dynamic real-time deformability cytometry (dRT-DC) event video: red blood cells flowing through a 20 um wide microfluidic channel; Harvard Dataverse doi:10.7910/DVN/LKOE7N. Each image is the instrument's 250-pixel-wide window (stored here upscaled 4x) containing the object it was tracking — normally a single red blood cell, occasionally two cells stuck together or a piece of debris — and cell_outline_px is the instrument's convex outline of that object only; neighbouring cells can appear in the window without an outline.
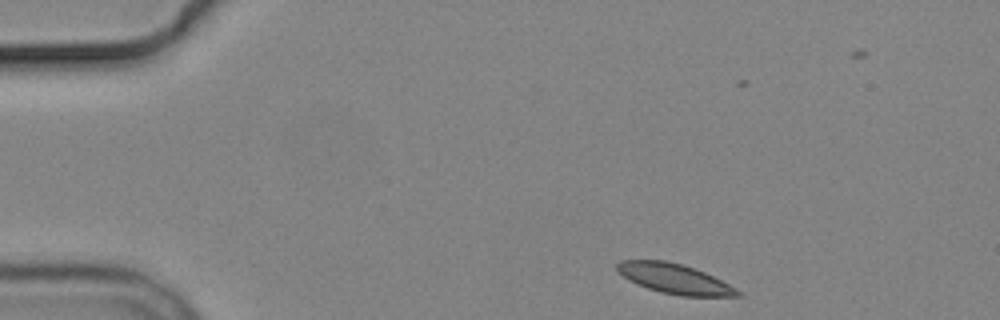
{"species": "common noctule bat (a hibernating species)", "species_latin": "Nyctalus noctula", "temperature_condition": "cold", "stored_images_in_passage": 3, "camera_frame_rate_fps": 3000, "um_per_image_px": 0.085, "animal": {"sex": "male", "body_mass_g": 19.2, "forearm_length_mm": 51.8}, "frame": {"image": 1, "passage_image": 1, "time_ms": 0.0, "image_size_px": [1000, 320], "cell_outline_px": [[744, 296], [680, 296], [660, 292], [636, 284], [628, 280], [616, 272], [616, 264], [620, 260], [664, 260], [680, 264], [704, 272], [736, 288]], "centroid_in_image_um": [57.27, 23.69], "position_along_channel_um": 27.7, "area_um2": 20.92}}